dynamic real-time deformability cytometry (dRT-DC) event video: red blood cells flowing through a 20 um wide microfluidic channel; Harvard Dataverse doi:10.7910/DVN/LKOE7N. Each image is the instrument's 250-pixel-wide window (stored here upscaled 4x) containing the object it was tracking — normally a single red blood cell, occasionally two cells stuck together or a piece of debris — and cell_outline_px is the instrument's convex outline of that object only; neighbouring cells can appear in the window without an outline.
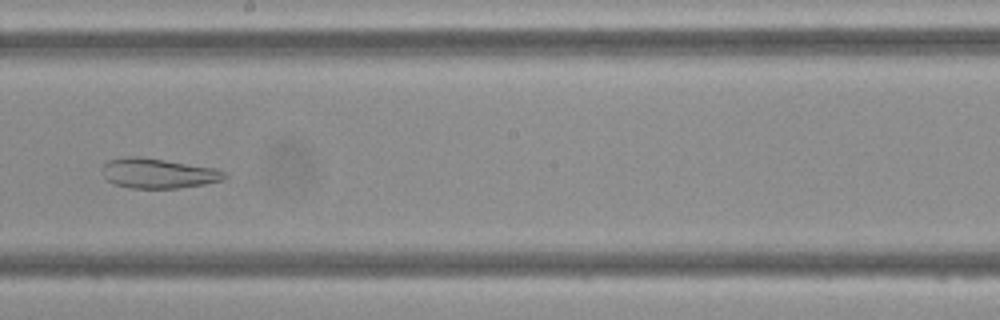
{"species": "Egyptian fruit bat (a non-hibernating species)", "species_latin": "Rousettus aegyptiacus", "temperature_condition": "cold", "stored_images_in_passage": 45, "camera_frame_rate_fps": 3000, "um_per_image_px": 0.085, "frame": {"image": 1, "passage_image": 24, "time_ms": 7.667, "image_size_px": [1000, 320], "cell_outline_px": [[228, 176], [224, 180], [204, 184], [176, 188], [128, 188], [116, 184], [108, 180], [104, 176], [104, 164], [108, 160], [124, 156], [140, 156], [212, 168], [224, 172]], "centroid_in_image_um": [13.43, 14.73], "position_along_channel_um": 234.8, "area_um2": 21.04}}
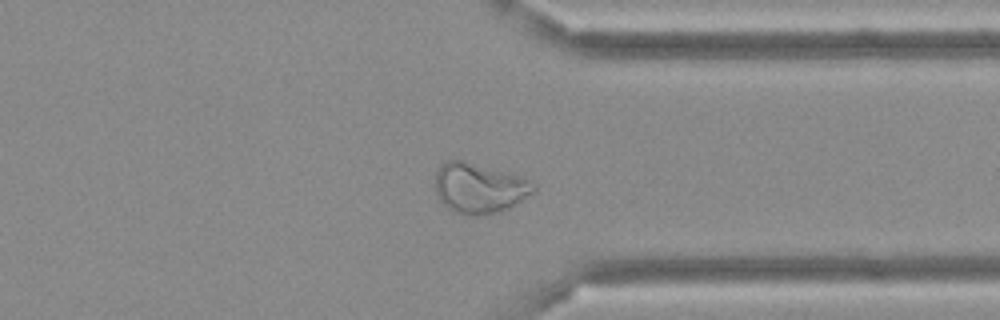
{"frame": {"image": 2, "passage_image": 34, "time_ms": 11.0, "image_size_px": [1000, 320], "cell_outline_px": [[536, 192], [508, 208], [496, 212], [476, 216], [472, 216], [456, 212], [448, 208], [440, 200], [436, 192], [436, 172], [440, 164], [448, 160], [460, 160], [520, 176], [536, 184]], "centroid_in_image_um": [40.74, 15.99], "position_along_channel_um": 370.7, "area_um2": 28.44}}
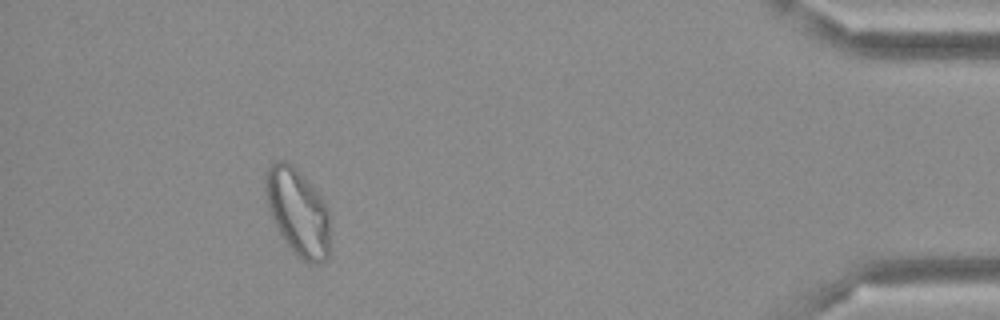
{"frame": {"image": 3, "passage_image": 41, "time_ms": 13.333, "image_size_px": [1000, 320], "cell_outline_px": [[328, 260], [320, 264], [308, 264], [300, 260], [292, 252], [284, 240], [272, 220], [268, 212], [264, 192], [264, 172], [276, 160], [284, 160], [292, 164], [320, 192], [328, 208]], "centroid_in_image_um": [25.29, 18.02], "position_along_channel_um": 409.9, "area_um2": 33.64}}